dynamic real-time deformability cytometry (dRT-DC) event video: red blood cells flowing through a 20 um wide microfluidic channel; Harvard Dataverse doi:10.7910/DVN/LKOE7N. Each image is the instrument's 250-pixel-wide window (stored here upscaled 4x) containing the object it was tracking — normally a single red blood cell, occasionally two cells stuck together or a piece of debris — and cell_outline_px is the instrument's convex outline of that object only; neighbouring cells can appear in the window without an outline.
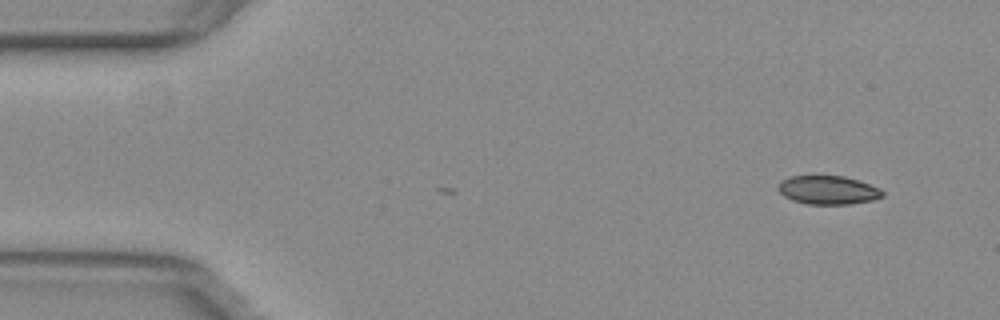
{"species": "common noctule bat (a hibernating species)", "species_latin": "Nyctalus noctula", "temperature_condition": "warm", "stored_images_in_passage": 4, "camera_frame_rate_fps": 3000, "um_per_image_px": 0.085, "animal": {"sex": "female", "body_mass_g": 29.2, "forearm_length_mm": 56.3}, "frame": {"image": 1, "passage_image": 4, "time_ms": 1.0, "image_size_px": [1000, 320], "cell_outline_px": [[884, 196], [872, 200], [848, 204], [808, 204], [792, 200], [784, 196], [776, 188], [780, 180], [792, 176], [844, 176], [860, 180], [880, 188], [884, 192]], "centroid_in_image_um": [70.38, 16.15], "position_along_channel_um": 14.6, "area_um2": 17.51}}